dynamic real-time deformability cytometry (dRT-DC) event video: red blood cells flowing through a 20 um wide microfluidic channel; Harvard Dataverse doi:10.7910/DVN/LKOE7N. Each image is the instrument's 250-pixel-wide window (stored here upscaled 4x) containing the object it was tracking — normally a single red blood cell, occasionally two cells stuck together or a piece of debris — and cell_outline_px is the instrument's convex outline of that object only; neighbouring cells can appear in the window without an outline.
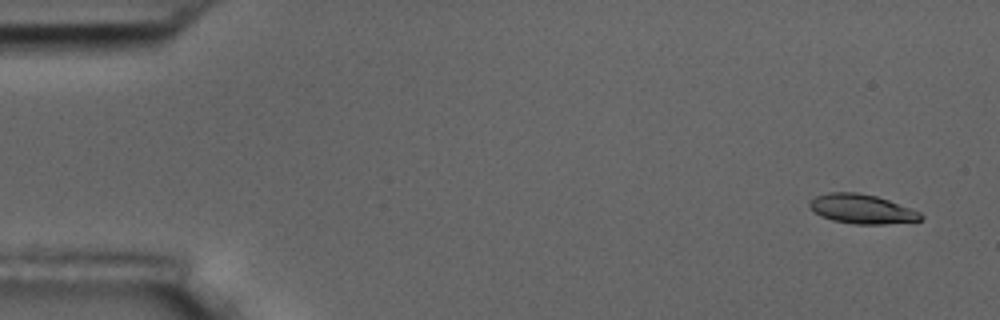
{"species": "common noctule bat (a hibernating species)", "species_latin": "Nyctalus noctula", "temperature_condition": "room temperature", "stored_images_in_passage": 8, "camera_frame_rate_fps": 3000, "um_per_image_px": 0.085, "animal": {"sex": "male", "body_mass_g": 17.5, "forearm_length_mm": 52.3}, "frame": {"image": 1, "passage_image": 1, "time_ms": 0.0, "image_size_px": [1000, 320], "cell_outline_px": [[924, 216], [920, 220], [884, 224], [852, 224], [832, 220], [820, 216], [808, 204], [816, 196], [828, 192], [856, 192], [876, 196], [888, 200], [920, 212]], "centroid_in_image_um": [73.24, 17.76], "position_along_channel_um": 11.8, "area_um2": 18.79}}
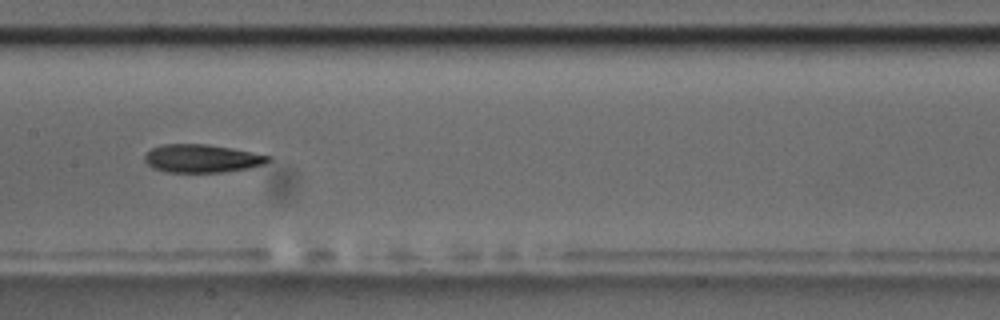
{"frame": {"image": 2, "passage_image": 8, "time_ms": 8.333, "image_size_px": [1000, 320], "cell_outline_px": [[272, 160], [264, 164], [248, 168], [224, 172], [164, 172], [152, 168], [144, 160], [144, 156], [152, 148], [164, 144], [208, 144], [232, 148], [272, 156]], "centroid_in_image_um": [17.18, 13.47], "position_along_channel_um": 190.2, "area_um2": 20.35}}